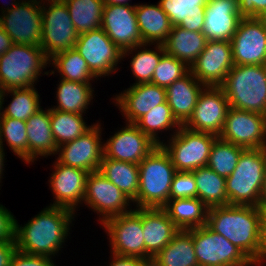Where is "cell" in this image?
<instances>
[{
    "mask_svg": "<svg viewBox=\"0 0 266 266\" xmlns=\"http://www.w3.org/2000/svg\"><path fill=\"white\" fill-rule=\"evenodd\" d=\"M204 87L189 71L166 88L167 104L180 125H184L193 114L198 96Z\"/></svg>",
    "mask_w": 266,
    "mask_h": 266,
    "instance_id": "25",
    "label": "cell"
},
{
    "mask_svg": "<svg viewBox=\"0 0 266 266\" xmlns=\"http://www.w3.org/2000/svg\"><path fill=\"white\" fill-rule=\"evenodd\" d=\"M163 209L179 230H189L207 224L209 208L198 198L169 200Z\"/></svg>",
    "mask_w": 266,
    "mask_h": 266,
    "instance_id": "31",
    "label": "cell"
},
{
    "mask_svg": "<svg viewBox=\"0 0 266 266\" xmlns=\"http://www.w3.org/2000/svg\"><path fill=\"white\" fill-rule=\"evenodd\" d=\"M188 231L199 266H255L240 248L207 225Z\"/></svg>",
    "mask_w": 266,
    "mask_h": 266,
    "instance_id": "9",
    "label": "cell"
},
{
    "mask_svg": "<svg viewBox=\"0 0 266 266\" xmlns=\"http://www.w3.org/2000/svg\"><path fill=\"white\" fill-rule=\"evenodd\" d=\"M262 210L257 206L225 205L208 209L207 226L240 248L259 265Z\"/></svg>",
    "mask_w": 266,
    "mask_h": 266,
    "instance_id": "2",
    "label": "cell"
},
{
    "mask_svg": "<svg viewBox=\"0 0 266 266\" xmlns=\"http://www.w3.org/2000/svg\"><path fill=\"white\" fill-rule=\"evenodd\" d=\"M242 18L258 17L266 10V0H237Z\"/></svg>",
    "mask_w": 266,
    "mask_h": 266,
    "instance_id": "47",
    "label": "cell"
},
{
    "mask_svg": "<svg viewBox=\"0 0 266 266\" xmlns=\"http://www.w3.org/2000/svg\"><path fill=\"white\" fill-rule=\"evenodd\" d=\"M105 4H127L130 0H103Z\"/></svg>",
    "mask_w": 266,
    "mask_h": 266,
    "instance_id": "54",
    "label": "cell"
},
{
    "mask_svg": "<svg viewBox=\"0 0 266 266\" xmlns=\"http://www.w3.org/2000/svg\"><path fill=\"white\" fill-rule=\"evenodd\" d=\"M233 66L230 41H207L190 71L204 86L220 87Z\"/></svg>",
    "mask_w": 266,
    "mask_h": 266,
    "instance_id": "18",
    "label": "cell"
},
{
    "mask_svg": "<svg viewBox=\"0 0 266 266\" xmlns=\"http://www.w3.org/2000/svg\"><path fill=\"white\" fill-rule=\"evenodd\" d=\"M98 171L117 186L132 203L139 190V165L107 158L105 155Z\"/></svg>",
    "mask_w": 266,
    "mask_h": 266,
    "instance_id": "32",
    "label": "cell"
},
{
    "mask_svg": "<svg viewBox=\"0 0 266 266\" xmlns=\"http://www.w3.org/2000/svg\"><path fill=\"white\" fill-rule=\"evenodd\" d=\"M32 1H36V2H39V3H43L44 2V0H32Z\"/></svg>",
    "mask_w": 266,
    "mask_h": 266,
    "instance_id": "57",
    "label": "cell"
},
{
    "mask_svg": "<svg viewBox=\"0 0 266 266\" xmlns=\"http://www.w3.org/2000/svg\"><path fill=\"white\" fill-rule=\"evenodd\" d=\"M209 0H160L161 8L167 13L172 26L188 31L202 32L205 6Z\"/></svg>",
    "mask_w": 266,
    "mask_h": 266,
    "instance_id": "28",
    "label": "cell"
},
{
    "mask_svg": "<svg viewBox=\"0 0 266 266\" xmlns=\"http://www.w3.org/2000/svg\"><path fill=\"white\" fill-rule=\"evenodd\" d=\"M10 266H56L52 258L46 256L30 255L16 250Z\"/></svg>",
    "mask_w": 266,
    "mask_h": 266,
    "instance_id": "46",
    "label": "cell"
},
{
    "mask_svg": "<svg viewBox=\"0 0 266 266\" xmlns=\"http://www.w3.org/2000/svg\"><path fill=\"white\" fill-rule=\"evenodd\" d=\"M4 137V138H3ZM7 142V146L24 163H28V141L26 122L10 117L0 116V143Z\"/></svg>",
    "mask_w": 266,
    "mask_h": 266,
    "instance_id": "42",
    "label": "cell"
},
{
    "mask_svg": "<svg viewBox=\"0 0 266 266\" xmlns=\"http://www.w3.org/2000/svg\"><path fill=\"white\" fill-rule=\"evenodd\" d=\"M177 198H197V187L193 172H175L171 184L170 200Z\"/></svg>",
    "mask_w": 266,
    "mask_h": 266,
    "instance_id": "44",
    "label": "cell"
},
{
    "mask_svg": "<svg viewBox=\"0 0 266 266\" xmlns=\"http://www.w3.org/2000/svg\"><path fill=\"white\" fill-rule=\"evenodd\" d=\"M101 132V124L96 123L83 135L60 145L57 151V161L88 173L97 171L104 156Z\"/></svg>",
    "mask_w": 266,
    "mask_h": 266,
    "instance_id": "16",
    "label": "cell"
},
{
    "mask_svg": "<svg viewBox=\"0 0 266 266\" xmlns=\"http://www.w3.org/2000/svg\"><path fill=\"white\" fill-rule=\"evenodd\" d=\"M20 1L18 0V2L16 1V0H14V2H12V3H10V5H9V3H8V5L9 6H11V7H9L8 5H7V7H5V8H1V10L0 11H2L1 13H4V12H6V11H9L11 8H14L18 3H19ZM5 5V4H4ZM5 9V10H4Z\"/></svg>",
    "mask_w": 266,
    "mask_h": 266,
    "instance_id": "55",
    "label": "cell"
},
{
    "mask_svg": "<svg viewBox=\"0 0 266 266\" xmlns=\"http://www.w3.org/2000/svg\"><path fill=\"white\" fill-rule=\"evenodd\" d=\"M266 168V147L244 149L226 178L228 205L259 206Z\"/></svg>",
    "mask_w": 266,
    "mask_h": 266,
    "instance_id": "4",
    "label": "cell"
},
{
    "mask_svg": "<svg viewBox=\"0 0 266 266\" xmlns=\"http://www.w3.org/2000/svg\"><path fill=\"white\" fill-rule=\"evenodd\" d=\"M51 63L53 65L51 67H54L55 70L46 71L43 75L49 73V75H54L56 71L61 79L82 83H91V80L94 81L93 78L99 79L90 71L86 61L75 48L55 54L49 59V65Z\"/></svg>",
    "mask_w": 266,
    "mask_h": 266,
    "instance_id": "35",
    "label": "cell"
},
{
    "mask_svg": "<svg viewBox=\"0 0 266 266\" xmlns=\"http://www.w3.org/2000/svg\"><path fill=\"white\" fill-rule=\"evenodd\" d=\"M241 18L237 0H209L202 33L207 41H231Z\"/></svg>",
    "mask_w": 266,
    "mask_h": 266,
    "instance_id": "23",
    "label": "cell"
},
{
    "mask_svg": "<svg viewBox=\"0 0 266 266\" xmlns=\"http://www.w3.org/2000/svg\"><path fill=\"white\" fill-rule=\"evenodd\" d=\"M4 146L0 143V183H1V179L3 178L2 177V174L3 173V168H4V163H5V152H4ZM1 186V185H0Z\"/></svg>",
    "mask_w": 266,
    "mask_h": 266,
    "instance_id": "53",
    "label": "cell"
},
{
    "mask_svg": "<svg viewBox=\"0 0 266 266\" xmlns=\"http://www.w3.org/2000/svg\"><path fill=\"white\" fill-rule=\"evenodd\" d=\"M148 46L150 44H142L123 51L122 58L135 52L130 62L131 72L136 79L134 84L151 83L154 70L165 53L163 45L156 44L154 50Z\"/></svg>",
    "mask_w": 266,
    "mask_h": 266,
    "instance_id": "37",
    "label": "cell"
},
{
    "mask_svg": "<svg viewBox=\"0 0 266 266\" xmlns=\"http://www.w3.org/2000/svg\"><path fill=\"white\" fill-rule=\"evenodd\" d=\"M217 138L216 135L193 131L181 125L175 134H171L168 143L161 146L169 154L176 171L192 172L207 165Z\"/></svg>",
    "mask_w": 266,
    "mask_h": 266,
    "instance_id": "7",
    "label": "cell"
},
{
    "mask_svg": "<svg viewBox=\"0 0 266 266\" xmlns=\"http://www.w3.org/2000/svg\"><path fill=\"white\" fill-rule=\"evenodd\" d=\"M28 141V164L39 156L57 155L58 147L50 126V107L42 108L26 120Z\"/></svg>",
    "mask_w": 266,
    "mask_h": 266,
    "instance_id": "26",
    "label": "cell"
},
{
    "mask_svg": "<svg viewBox=\"0 0 266 266\" xmlns=\"http://www.w3.org/2000/svg\"><path fill=\"white\" fill-rule=\"evenodd\" d=\"M42 23L40 47L48 59L55 54L75 48L79 34L76 32L63 0L44 1L42 4Z\"/></svg>",
    "mask_w": 266,
    "mask_h": 266,
    "instance_id": "8",
    "label": "cell"
},
{
    "mask_svg": "<svg viewBox=\"0 0 266 266\" xmlns=\"http://www.w3.org/2000/svg\"><path fill=\"white\" fill-rule=\"evenodd\" d=\"M50 126L57 147L72 141L90 130L83 115L50 108Z\"/></svg>",
    "mask_w": 266,
    "mask_h": 266,
    "instance_id": "39",
    "label": "cell"
},
{
    "mask_svg": "<svg viewBox=\"0 0 266 266\" xmlns=\"http://www.w3.org/2000/svg\"><path fill=\"white\" fill-rule=\"evenodd\" d=\"M12 96V101L3 108L6 95ZM40 96L34 86L26 88L7 89L0 93V116L25 121L41 109Z\"/></svg>",
    "mask_w": 266,
    "mask_h": 266,
    "instance_id": "34",
    "label": "cell"
},
{
    "mask_svg": "<svg viewBox=\"0 0 266 266\" xmlns=\"http://www.w3.org/2000/svg\"><path fill=\"white\" fill-rule=\"evenodd\" d=\"M231 108L266 115V65H236L220 86Z\"/></svg>",
    "mask_w": 266,
    "mask_h": 266,
    "instance_id": "5",
    "label": "cell"
},
{
    "mask_svg": "<svg viewBox=\"0 0 266 266\" xmlns=\"http://www.w3.org/2000/svg\"><path fill=\"white\" fill-rule=\"evenodd\" d=\"M229 108V101L221 87L205 86L198 96L193 114L183 126L219 137Z\"/></svg>",
    "mask_w": 266,
    "mask_h": 266,
    "instance_id": "15",
    "label": "cell"
},
{
    "mask_svg": "<svg viewBox=\"0 0 266 266\" xmlns=\"http://www.w3.org/2000/svg\"><path fill=\"white\" fill-rule=\"evenodd\" d=\"M75 213L67 208L48 206L26 224L16 220L15 241L18 251L52 258L63 248ZM23 226V227H22Z\"/></svg>",
    "mask_w": 266,
    "mask_h": 266,
    "instance_id": "1",
    "label": "cell"
},
{
    "mask_svg": "<svg viewBox=\"0 0 266 266\" xmlns=\"http://www.w3.org/2000/svg\"><path fill=\"white\" fill-rule=\"evenodd\" d=\"M83 202L99 215L101 224L111 217L132 210L129 208L132 201L98 170L88 173L86 177Z\"/></svg>",
    "mask_w": 266,
    "mask_h": 266,
    "instance_id": "13",
    "label": "cell"
},
{
    "mask_svg": "<svg viewBox=\"0 0 266 266\" xmlns=\"http://www.w3.org/2000/svg\"><path fill=\"white\" fill-rule=\"evenodd\" d=\"M57 105L52 109L83 115L93 100L91 83L68 81L60 78L57 85Z\"/></svg>",
    "mask_w": 266,
    "mask_h": 266,
    "instance_id": "33",
    "label": "cell"
},
{
    "mask_svg": "<svg viewBox=\"0 0 266 266\" xmlns=\"http://www.w3.org/2000/svg\"><path fill=\"white\" fill-rule=\"evenodd\" d=\"M145 259L151 260L179 231L163 208H142Z\"/></svg>",
    "mask_w": 266,
    "mask_h": 266,
    "instance_id": "24",
    "label": "cell"
},
{
    "mask_svg": "<svg viewBox=\"0 0 266 266\" xmlns=\"http://www.w3.org/2000/svg\"><path fill=\"white\" fill-rule=\"evenodd\" d=\"M42 24V3L32 0H22L0 15V25L13 44L40 46Z\"/></svg>",
    "mask_w": 266,
    "mask_h": 266,
    "instance_id": "12",
    "label": "cell"
},
{
    "mask_svg": "<svg viewBox=\"0 0 266 266\" xmlns=\"http://www.w3.org/2000/svg\"><path fill=\"white\" fill-rule=\"evenodd\" d=\"M104 143L107 158L139 164L157 145L134 123H127Z\"/></svg>",
    "mask_w": 266,
    "mask_h": 266,
    "instance_id": "20",
    "label": "cell"
},
{
    "mask_svg": "<svg viewBox=\"0 0 266 266\" xmlns=\"http://www.w3.org/2000/svg\"><path fill=\"white\" fill-rule=\"evenodd\" d=\"M192 172L196 181L199 200L208 208L228 205L226 178L219 176L207 166Z\"/></svg>",
    "mask_w": 266,
    "mask_h": 266,
    "instance_id": "36",
    "label": "cell"
},
{
    "mask_svg": "<svg viewBox=\"0 0 266 266\" xmlns=\"http://www.w3.org/2000/svg\"><path fill=\"white\" fill-rule=\"evenodd\" d=\"M16 219L5 206L0 204V242L15 241Z\"/></svg>",
    "mask_w": 266,
    "mask_h": 266,
    "instance_id": "45",
    "label": "cell"
},
{
    "mask_svg": "<svg viewBox=\"0 0 266 266\" xmlns=\"http://www.w3.org/2000/svg\"><path fill=\"white\" fill-rule=\"evenodd\" d=\"M134 124L157 145L164 143V140L161 141L158 136L160 131L163 132L166 130L167 132L169 129L171 131L174 129L173 134H175L181 126L172 115L171 108L167 104V101L153 107Z\"/></svg>",
    "mask_w": 266,
    "mask_h": 266,
    "instance_id": "40",
    "label": "cell"
},
{
    "mask_svg": "<svg viewBox=\"0 0 266 266\" xmlns=\"http://www.w3.org/2000/svg\"><path fill=\"white\" fill-rule=\"evenodd\" d=\"M189 71L190 67L185 62L165 52L154 70L151 83L167 88Z\"/></svg>",
    "mask_w": 266,
    "mask_h": 266,
    "instance_id": "43",
    "label": "cell"
},
{
    "mask_svg": "<svg viewBox=\"0 0 266 266\" xmlns=\"http://www.w3.org/2000/svg\"><path fill=\"white\" fill-rule=\"evenodd\" d=\"M244 149L218 137L212 145L206 166L215 171L219 176L227 178L236 168L239 157Z\"/></svg>",
    "mask_w": 266,
    "mask_h": 266,
    "instance_id": "41",
    "label": "cell"
},
{
    "mask_svg": "<svg viewBox=\"0 0 266 266\" xmlns=\"http://www.w3.org/2000/svg\"><path fill=\"white\" fill-rule=\"evenodd\" d=\"M47 64L49 59L40 46L13 44L0 57L1 92L35 86Z\"/></svg>",
    "mask_w": 266,
    "mask_h": 266,
    "instance_id": "6",
    "label": "cell"
},
{
    "mask_svg": "<svg viewBox=\"0 0 266 266\" xmlns=\"http://www.w3.org/2000/svg\"><path fill=\"white\" fill-rule=\"evenodd\" d=\"M206 42L202 32H192L180 26H173L163 46L167 54L190 67L204 50Z\"/></svg>",
    "mask_w": 266,
    "mask_h": 266,
    "instance_id": "29",
    "label": "cell"
},
{
    "mask_svg": "<svg viewBox=\"0 0 266 266\" xmlns=\"http://www.w3.org/2000/svg\"><path fill=\"white\" fill-rule=\"evenodd\" d=\"M137 24L144 44L163 45L172 30V23L161 5L135 4Z\"/></svg>",
    "mask_w": 266,
    "mask_h": 266,
    "instance_id": "27",
    "label": "cell"
},
{
    "mask_svg": "<svg viewBox=\"0 0 266 266\" xmlns=\"http://www.w3.org/2000/svg\"><path fill=\"white\" fill-rule=\"evenodd\" d=\"M219 138L248 148L266 147V115L229 108Z\"/></svg>",
    "mask_w": 266,
    "mask_h": 266,
    "instance_id": "14",
    "label": "cell"
},
{
    "mask_svg": "<svg viewBox=\"0 0 266 266\" xmlns=\"http://www.w3.org/2000/svg\"><path fill=\"white\" fill-rule=\"evenodd\" d=\"M113 100L126 122L135 123L153 107L167 101L166 88L152 83L132 84Z\"/></svg>",
    "mask_w": 266,
    "mask_h": 266,
    "instance_id": "22",
    "label": "cell"
},
{
    "mask_svg": "<svg viewBox=\"0 0 266 266\" xmlns=\"http://www.w3.org/2000/svg\"><path fill=\"white\" fill-rule=\"evenodd\" d=\"M53 165L54 171L48 182L55 201L50 206L67 208L75 213L78 204L83 203L88 172L57 160Z\"/></svg>",
    "mask_w": 266,
    "mask_h": 266,
    "instance_id": "21",
    "label": "cell"
},
{
    "mask_svg": "<svg viewBox=\"0 0 266 266\" xmlns=\"http://www.w3.org/2000/svg\"><path fill=\"white\" fill-rule=\"evenodd\" d=\"M101 225L109 236L111 253L145 259L142 208L111 217Z\"/></svg>",
    "mask_w": 266,
    "mask_h": 266,
    "instance_id": "10",
    "label": "cell"
},
{
    "mask_svg": "<svg viewBox=\"0 0 266 266\" xmlns=\"http://www.w3.org/2000/svg\"><path fill=\"white\" fill-rule=\"evenodd\" d=\"M101 28L122 52L144 44L137 24L135 4H105Z\"/></svg>",
    "mask_w": 266,
    "mask_h": 266,
    "instance_id": "19",
    "label": "cell"
},
{
    "mask_svg": "<svg viewBox=\"0 0 266 266\" xmlns=\"http://www.w3.org/2000/svg\"><path fill=\"white\" fill-rule=\"evenodd\" d=\"M257 18L266 27V10H264Z\"/></svg>",
    "mask_w": 266,
    "mask_h": 266,
    "instance_id": "56",
    "label": "cell"
},
{
    "mask_svg": "<svg viewBox=\"0 0 266 266\" xmlns=\"http://www.w3.org/2000/svg\"><path fill=\"white\" fill-rule=\"evenodd\" d=\"M78 34L101 27L103 0H63Z\"/></svg>",
    "mask_w": 266,
    "mask_h": 266,
    "instance_id": "38",
    "label": "cell"
},
{
    "mask_svg": "<svg viewBox=\"0 0 266 266\" xmlns=\"http://www.w3.org/2000/svg\"><path fill=\"white\" fill-rule=\"evenodd\" d=\"M151 266H199L192 234L179 230L172 240L152 258Z\"/></svg>",
    "mask_w": 266,
    "mask_h": 266,
    "instance_id": "30",
    "label": "cell"
},
{
    "mask_svg": "<svg viewBox=\"0 0 266 266\" xmlns=\"http://www.w3.org/2000/svg\"><path fill=\"white\" fill-rule=\"evenodd\" d=\"M111 254V263H109V266H151V260L135 256Z\"/></svg>",
    "mask_w": 266,
    "mask_h": 266,
    "instance_id": "48",
    "label": "cell"
},
{
    "mask_svg": "<svg viewBox=\"0 0 266 266\" xmlns=\"http://www.w3.org/2000/svg\"><path fill=\"white\" fill-rule=\"evenodd\" d=\"M139 190L136 208H163L170 200L173 176L176 172L169 154L157 146L139 164Z\"/></svg>",
    "mask_w": 266,
    "mask_h": 266,
    "instance_id": "3",
    "label": "cell"
},
{
    "mask_svg": "<svg viewBox=\"0 0 266 266\" xmlns=\"http://www.w3.org/2000/svg\"><path fill=\"white\" fill-rule=\"evenodd\" d=\"M75 50L86 61L90 71L98 78L117 72L123 52L100 27L78 35Z\"/></svg>",
    "mask_w": 266,
    "mask_h": 266,
    "instance_id": "11",
    "label": "cell"
},
{
    "mask_svg": "<svg viewBox=\"0 0 266 266\" xmlns=\"http://www.w3.org/2000/svg\"><path fill=\"white\" fill-rule=\"evenodd\" d=\"M236 65H266V27L257 17L241 18L232 37Z\"/></svg>",
    "mask_w": 266,
    "mask_h": 266,
    "instance_id": "17",
    "label": "cell"
},
{
    "mask_svg": "<svg viewBox=\"0 0 266 266\" xmlns=\"http://www.w3.org/2000/svg\"><path fill=\"white\" fill-rule=\"evenodd\" d=\"M13 45L12 39L0 25V57Z\"/></svg>",
    "mask_w": 266,
    "mask_h": 266,
    "instance_id": "51",
    "label": "cell"
},
{
    "mask_svg": "<svg viewBox=\"0 0 266 266\" xmlns=\"http://www.w3.org/2000/svg\"><path fill=\"white\" fill-rule=\"evenodd\" d=\"M16 250V241L0 242V266H10L11 259Z\"/></svg>",
    "mask_w": 266,
    "mask_h": 266,
    "instance_id": "49",
    "label": "cell"
},
{
    "mask_svg": "<svg viewBox=\"0 0 266 266\" xmlns=\"http://www.w3.org/2000/svg\"><path fill=\"white\" fill-rule=\"evenodd\" d=\"M262 211L266 212V168L264 173V182L263 187L260 195V201L258 206Z\"/></svg>",
    "mask_w": 266,
    "mask_h": 266,
    "instance_id": "52",
    "label": "cell"
},
{
    "mask_svg": "<svg viewBox=\"0 0 266 266\" xmlns=\"http://www.w3.org/2000/svg\"><path fill=\"white\" fill-rule=\"evenodd\" d=\"M266 261V212H262L259 239V266Z\"/></svg>",
    "mask_w": 266,
    "mask_h": 266,
    "instance_id": "50",
    "label": "cell"
}]
</instances>
